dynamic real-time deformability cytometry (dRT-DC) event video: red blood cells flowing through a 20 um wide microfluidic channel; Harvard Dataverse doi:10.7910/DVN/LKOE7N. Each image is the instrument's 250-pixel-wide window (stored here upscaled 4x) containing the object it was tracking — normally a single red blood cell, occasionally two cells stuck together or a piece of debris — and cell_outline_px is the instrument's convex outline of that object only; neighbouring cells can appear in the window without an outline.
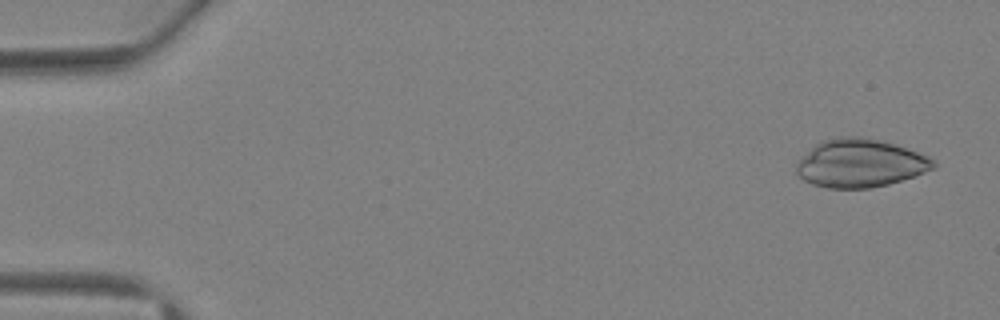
{"species": "Egyptian fruit bat (a non-hibernating species)", "species_latin": "Rousettus aegyptiacus", "temperature_condition": "warm", "stored_images_in_passage": 4, "camera_frame_rate_fps": 3000, "um_per_image_px": 0.085, "animal": {"sex": "female"}, "frame": {"image": 1, "passage_image": 1, "time_ms": 0.0, "image_size_px": [1000, 320], "cell_outline_px": [[936, 168], [888, 184], [868, 188], [828, 188], [812, 184], [804, 180], [796, 172], [796, 160], [816, 144], [824, 140], [840, 136], [860, 136], [892, 144], [928, 156], [936, 160]], "centroid_in_image_um": [73.07, 13.88], "position_along_channel_um": 11.9, "area_um2": 38.15}}
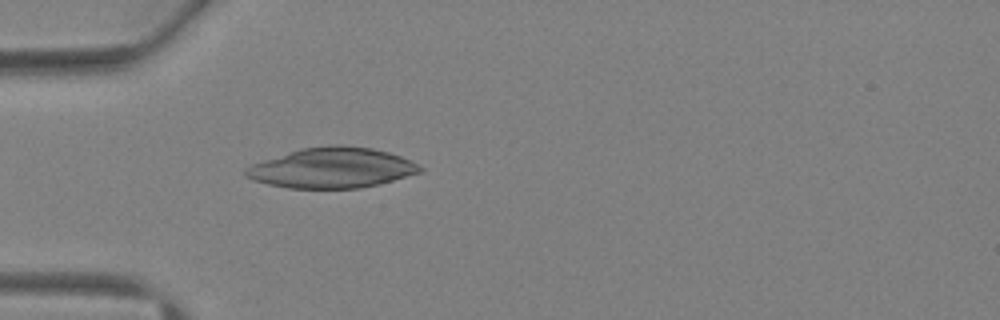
{"frame": {"image": 2, "passage_image": 4, "time_ms": 3.667, "image_size_px": [1000, 320], "cell_outline_px": [[424, 168], [420, 172], [392, 180], [360, 188], [288, 188], [268, 184], [252, 180], [244, 176], [244, 168], [252, 164], [300, 148], [332, 144], [340, 144], [372, 148], [388, 152], [400, 156]], "centroid_in_image_um": [28.16, 14.26], "position_along_channel_um": 56.8, "area_um2": 40.75}}